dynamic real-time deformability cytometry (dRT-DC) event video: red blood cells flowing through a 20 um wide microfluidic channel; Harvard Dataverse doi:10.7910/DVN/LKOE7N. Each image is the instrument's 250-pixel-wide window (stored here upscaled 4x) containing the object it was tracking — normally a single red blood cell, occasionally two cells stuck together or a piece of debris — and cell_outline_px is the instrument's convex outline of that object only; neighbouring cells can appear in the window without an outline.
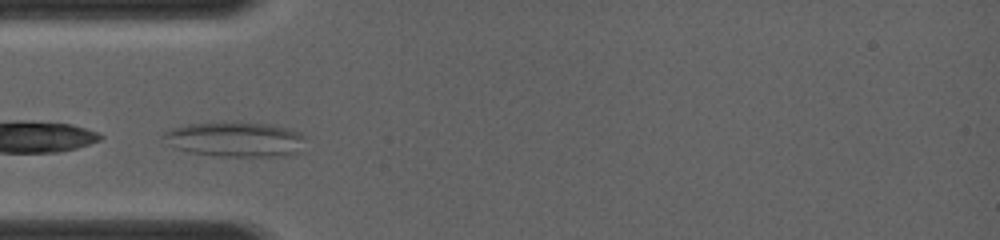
{"species": "common noctule bat (a hibernating species)", "species_latin": "Nyctalus noctula", "temperature_condition": "room temperature", "stored_images_in_passage": 3, "camera_frame_rate_fps": 4000, "um_per_image_px": 0.085, "animal": {"sex": "female", "body_mass_g": 19.0, "forearm_length_mm": 56.7}, "frame": {"image": 1, "passage_image": 1, "time_ms": 0.0, "image_size_px": [1000, 240], "cell_outline_px": [[304, 136], [300, 152], [284, 156], [216, 156], [188, 152], [176, 148], [168, 144], [160, 136], [164, 132], [172, 128], [184, 124], [240, 120], [272, 124], [288, 128], [300, 132]], "centroid_in_image_um": [19.97, 11.81], "position_along_channel_um": 65.0, "area_um2": 29.71}}